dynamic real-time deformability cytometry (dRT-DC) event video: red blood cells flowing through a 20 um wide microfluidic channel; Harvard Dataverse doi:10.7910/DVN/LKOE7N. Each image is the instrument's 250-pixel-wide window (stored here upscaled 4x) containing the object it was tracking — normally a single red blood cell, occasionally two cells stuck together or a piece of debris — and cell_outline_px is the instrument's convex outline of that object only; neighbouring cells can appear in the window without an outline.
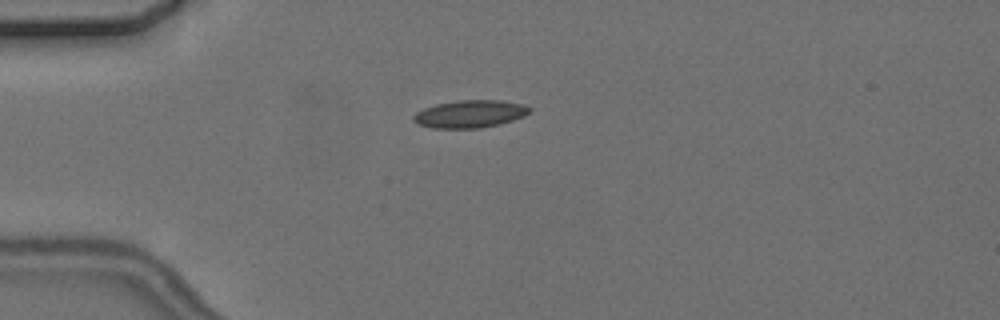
{"species": "common noctule bat (a hibernating species)", "species_latin": "Nyctalus noctula", "temperature_condition": "cold", "stored_images_in_passage": 6, "camera_frame_rate_fps": 3000, "um_per_image_px": 0.085, "animal": {"sex": "female", "body_mass_g": 24.6, "forearm_length_mm": 56.2}, "frame": {"image": 1, "passage_image": 6, "time_ms": 6.667, "image_size_px": [1000, 320], "cell_outline_px": [[532, 112], [524, 116], [500, 124], [480, 128], [432, 128], [420, 124], [412, 120], [412, 116], [416, 112], [424, 108], [436, 104], [460, 100], [500, 100], [524, 104], [532, 108]], "centroid_in_image_um": [39.98, 9.68], "position_along_channel_um": 45.0, "area_um2": 18.73}}